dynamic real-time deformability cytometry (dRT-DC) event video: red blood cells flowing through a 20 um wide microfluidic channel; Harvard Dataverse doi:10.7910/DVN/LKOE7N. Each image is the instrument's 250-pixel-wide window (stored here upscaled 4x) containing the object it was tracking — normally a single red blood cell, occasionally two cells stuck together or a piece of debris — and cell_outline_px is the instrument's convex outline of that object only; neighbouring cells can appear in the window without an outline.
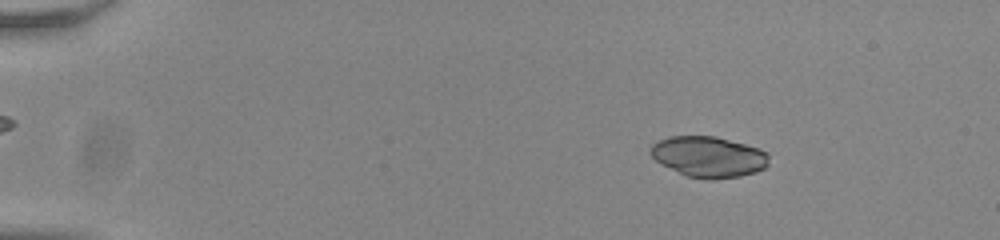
{"species": "common noctule bat (a hibernating species)", "species_latin": "Nyctalus noctula", "temperature_condition": "room temperature", "stored_images_in_passage": 55, "camera_frame_rate_fps": 3000, "um_per_image_px": 0.085, "animal": {"sex": "male", "body_mass_g": 20.0, "forearm_length_mm": 53.3}, "frame": {"image": 1, "passage_image": 9, "time_ms": 2.667, "image_size_px": [1000, 240], "cell_outline_px": [[768, 164], [764, 168], [756, 172], [740, 176], [712, 180], [708, 180], [684, 176], [660, 164], [648, 152], [648, 148], [656, 140], [668, 136], [716, 136], [760, 148], [768, 152]], "centroid_in_image_um": [60.19, 13.33], "position_along_channel_um": 24.8, "area_um2": 28.73}}